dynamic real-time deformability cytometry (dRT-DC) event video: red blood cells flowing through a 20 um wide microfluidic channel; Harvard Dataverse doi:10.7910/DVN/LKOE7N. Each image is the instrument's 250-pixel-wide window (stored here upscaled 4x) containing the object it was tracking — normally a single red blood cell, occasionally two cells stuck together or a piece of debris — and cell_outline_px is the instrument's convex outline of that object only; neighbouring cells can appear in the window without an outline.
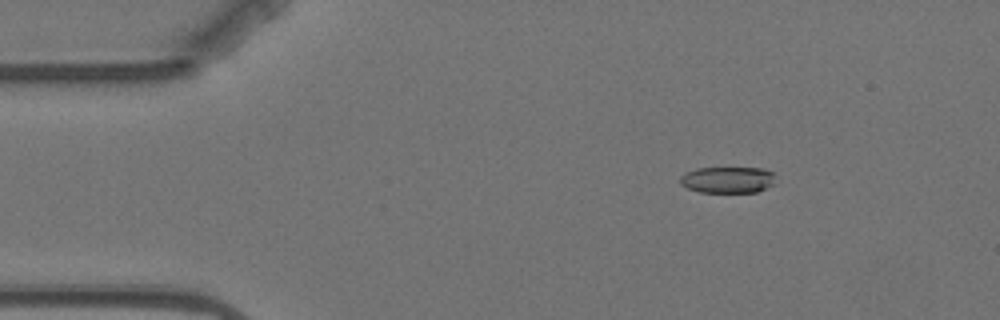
{"species": "Egyptian fruit bat (a non-hibernating species)", "species_latin": "Rousettus aegyptiacus", "temperature_condition": "warm", "stored_images_in_passage": 5, "camera_frame_rate_fps": 3000, "um_per_image_px": 0.085, "animal": {"sex": "female"}, "frame": {"image": 1, "passage_image": 3, "time_ms": 2.333, "image_size_px": [1000, 320], "cell_outline_px": [[772, 184], [756, 192], [700, 192], [688, 188], [680, 184], [680, 176], [696, 168], [764, 168], [772, 172]], "centroid_in_image_um": [61.8, 15.28], "position_along_channel_um": 23.2, "area_um2": 14.39}}